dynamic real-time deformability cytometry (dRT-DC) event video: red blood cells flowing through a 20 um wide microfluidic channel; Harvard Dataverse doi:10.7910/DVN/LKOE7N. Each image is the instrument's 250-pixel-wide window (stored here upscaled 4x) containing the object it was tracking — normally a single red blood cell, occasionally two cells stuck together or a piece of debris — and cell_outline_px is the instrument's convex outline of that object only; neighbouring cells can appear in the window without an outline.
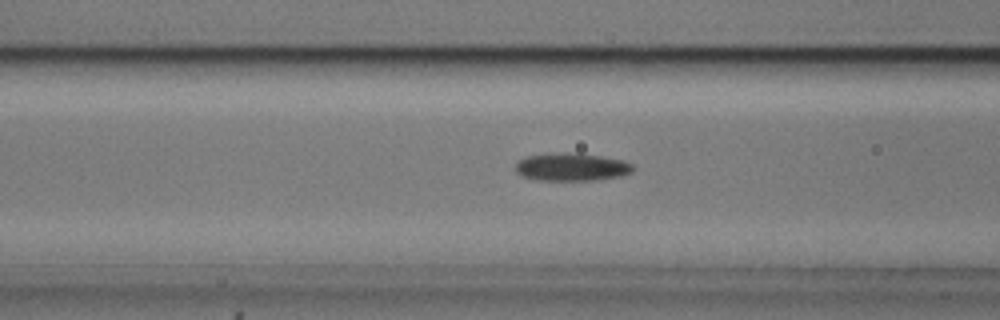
{"species": "common noctule bat (a hibernating species)", "species_latin": "Nyctalus noctula", "temperature_condition": "cold", "stored_images_in_passage": 35, "camera_frame_rate_fps": 3000, "um_per_image_px": 0.085, "animal": {"sex": "male", "body_mass_g": 20.5, "forearm_length_mm": 52.5}, "frame": {"image": 1, "passage_image": 5, "time_ms": 1.333, "image_size_px": [1000, 320], "cell_outline_px": [[636, 168], [632, 172], [620, 176], [600, 180], [536, 180], [520, 176], [516, 172], [516, 164], [520, 160], [528, 156], [600, 156], [624, 160], [632, 164]], "centroid_in_image_um": [48.65, 14.27], "position_along_channel_um": 117.9, "area_um2": 18.03}}
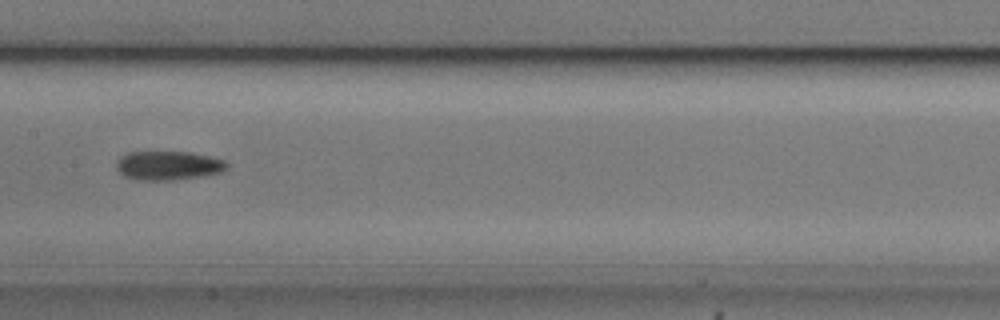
{"frame": {"image": 2, "passage_image": 11, "time_ms": 3.333, "image_size_px": [1000, 320], "cell_outline_px": [[228, 168], [220, 172], [172, 180], [140, 180], [124, 176], [116, 168], [116, 164], [120, 156], [128, 152], [148, 148], [192, 152], [224, 160], [228, 164]], "centroid_in_image_um": [14.22, 14.0], "position_along_channel_um": 193.2, "area_um2": 19.36}}
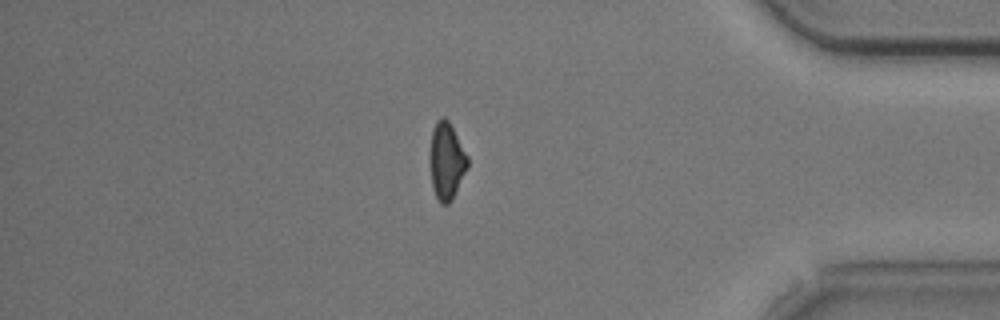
{"frame": {"image": 3, "passage_image": 30, "time_ms": 9.667, "image_size_px": [1000, 320], "cell_outline_px": [[468, 164], [452, 200], [448, 204], [440, 204], [432, 188], [428, 160], [428, 152], [432, 128], [436, 120], [440, 116], [444, 116], [448, 120], [468, 156]], "centroid_in_image_um": [37.89, 13.65], "position_along_channel_um": 397.3, "area_um2": 17.28}}